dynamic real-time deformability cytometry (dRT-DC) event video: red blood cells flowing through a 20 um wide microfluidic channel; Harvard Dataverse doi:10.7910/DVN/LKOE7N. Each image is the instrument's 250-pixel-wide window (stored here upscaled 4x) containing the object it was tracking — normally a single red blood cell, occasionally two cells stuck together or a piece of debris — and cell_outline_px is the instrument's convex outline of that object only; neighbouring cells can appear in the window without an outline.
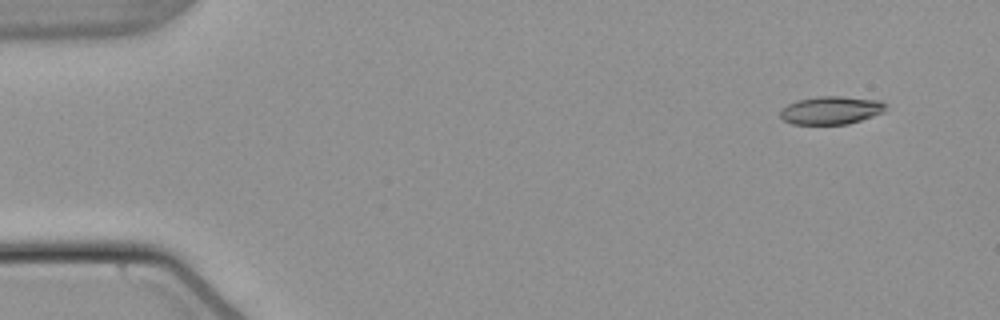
{"species": "common noctule bat (a hibernating species)", "species_latin": "Nyctalus noctula", "temperature_condition": "warm", "stored_images_in_passage": 51, "camera_frame_rate_fps": 3000, "um_per_image_px": 0.085, "animal": {"sex": "male", "body_mass_g": 21.5, "forearm_length_mm": 52.0}, "frame": {"image": 1, "passage_image": 1, "time_ms": 0.0, "image_size_px": [1000, 320], "cell_outline_px": [[888, 104], [884, 112], [848, 124], [792, 124], [784, 120], [780, 116], [780, 108], [796, 100], [820, 96], [840, 96], [880, 100]], "centroid_in_image_um": [70.64, 9.36], "position_along_channel_um": 14.4, "area_um2": 17.34}}
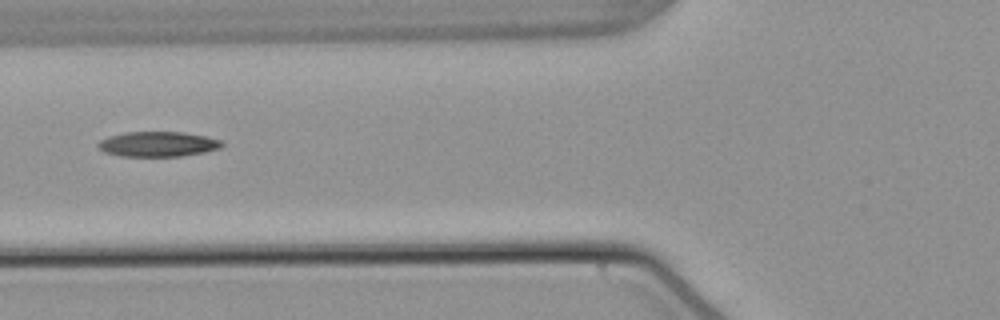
{"frame": {"image": 2, "passage_image": 18, "time_ms": 5.667, "image_size_px": [1000, 320], "cell_outline_px": [[224, 144], [220, 148], [204, 152], [180, 156], [120, 156], [104, 152], [96, 144], [100, 140], [108, 136], [124, 132], [184, 132], [204, 136], [220, 140]], "centroid_in_image_um": [13.39, 12.24], "position_along_channel_um": 112.4, "area_um2": 18.03}}
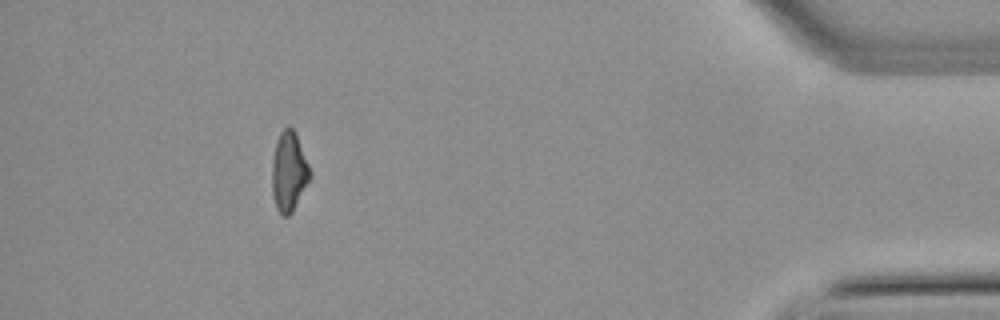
{"frame": {"image": 3, "passage_image": 46, "time_ms": 15.0, "image_size_px": [1000, 320], "cell_outline_px": [[312, 176], [292, 212], [288, 216], [280, 216], [276, 208], [272, 192], [272, 160], [276, 140], [280, 132], [284, 128], [292, 128], [296, 132], [308, 164]], "centroid_in_image_um": [24.55, 14.61], "position_along_channel_um": 410.7, "area_um2": 17.69}, "authors_computed_cell_mechanics": {"area_um2": 17.9758, "velocity_mm_per_s": 3.8161, "shape_relaxation_time_tau1_ms": null, "shape_relaxation_time_tau2_ms": 6.8771, "deformation_change_tau1": null, "deformation_change_tau2": 0.1788}}